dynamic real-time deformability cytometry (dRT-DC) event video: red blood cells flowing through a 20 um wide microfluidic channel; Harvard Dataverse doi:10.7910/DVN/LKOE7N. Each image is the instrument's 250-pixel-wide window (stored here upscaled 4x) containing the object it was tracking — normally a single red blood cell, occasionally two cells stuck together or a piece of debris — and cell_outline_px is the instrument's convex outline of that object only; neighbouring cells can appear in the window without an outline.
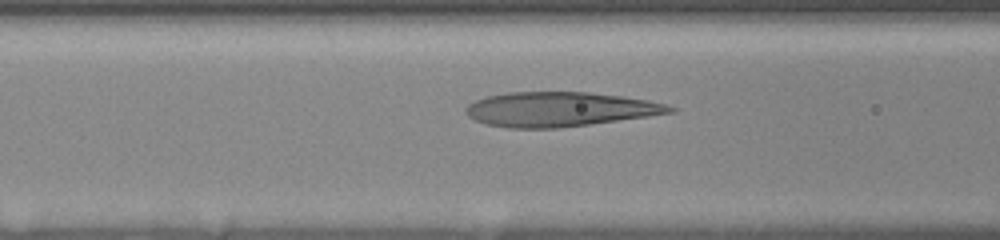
{"species": "human", "species_latin": "Homo sapiens", "temperature_condition": "room temperature", "stored_images_in_passage": 38, "camera_frame_rate_fps": 3000, "um_per_image_px": 0.085, "donor": {"sex": "female"}, "frame": {"image": 1, "passage_image": 10, "time_ms": 3.0, "image_size_px": [1000, 240], "cell_outline_px": [[676, 112], [648, 116], [588, 124], [556, 128], [508, 128], [484, 124], [468, 116], [464, 112], [464, 108], [468, 104], [484, 96], [508, 92], [588, 92], [620, 96], [648, 100], [668, 104], [676, 108]], "centroid_in_image_um": [47.53, 9.28], "position_along_channel_um": 119.1, "area_um2": 41.1}}
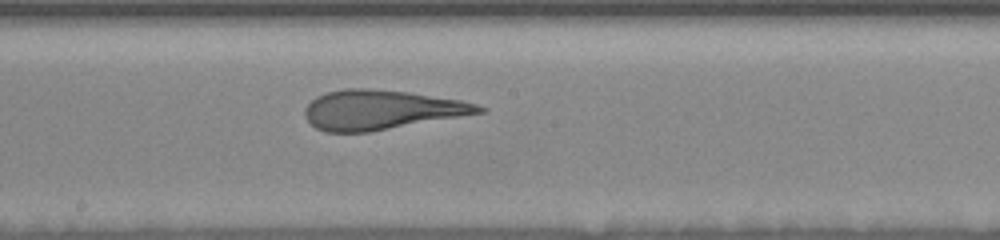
{"frame": {"image": 2, "passage_image": 18, "time_ms": 5.667, "image_size_px": [1000, 240], "cell_outline_px": [[488, 112], [368, 132], [324, 132], [316, 128], [304, 116], [304, 108], [316, 96], [328, 92], [344, 88], [368, 88], [408, 92], [460, 100], [476, 104], [488, 108]], "centroid_in_image_um": [32.42, 9.33], "position_along_channel_um": 215.8, "area_um2": 40.11}}
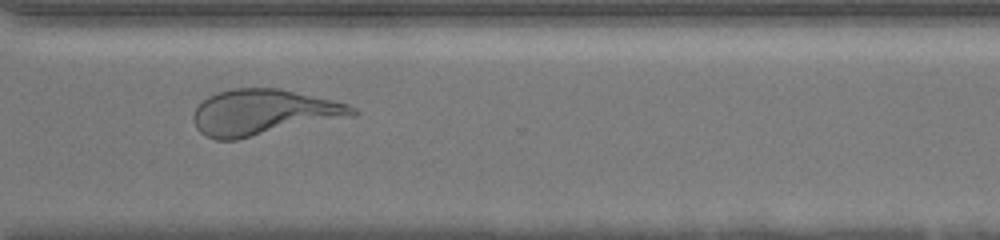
{"frame": {"image": 3, "passage_image": 29, "time_ms": 9.333, "image_size_px": [1000, 240], "cell_outline_px": [[360, 112], [356, 116], [236, 140], [216, 140], [200, 132], [196, 128], [192, 116], [196, 108], [208, 96], [216, 92], [232, 88], [280, 88], [332, 100], [348, 104], [356, 108]], "centroid_in_image_um": [22.42, 9.55], "position_along_channel_um": 348.2, "area_um2": 42.66}, "authors_computed_cell_mechanics": {"area_um2": 41.0958, "velocity_mm_per_s": 3.6278, "shape_relaxation_time_tau1_ms": 6.007, "shape_relaxation_time_tau2_ms": 1.4691, "deformation_change_tau1": 0.2591, "deformation_change_tau2": 0.117}}